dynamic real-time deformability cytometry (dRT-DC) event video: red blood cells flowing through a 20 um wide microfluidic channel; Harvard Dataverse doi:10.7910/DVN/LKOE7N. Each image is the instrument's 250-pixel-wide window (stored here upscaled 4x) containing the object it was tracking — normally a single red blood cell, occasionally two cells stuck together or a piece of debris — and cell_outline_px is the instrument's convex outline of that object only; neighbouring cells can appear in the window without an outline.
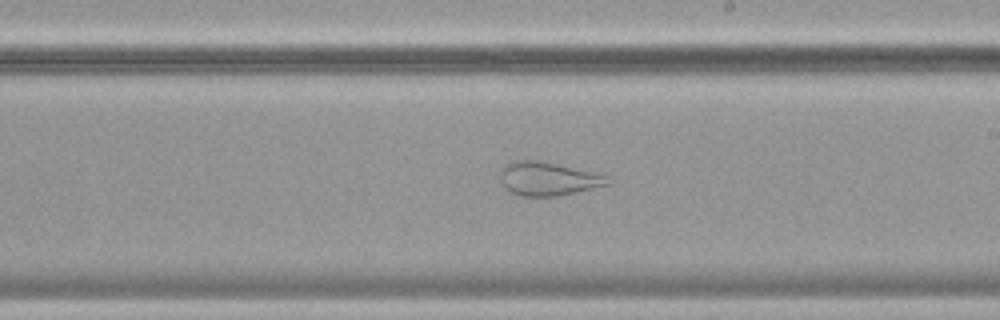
{"species": "common noctule bat (a hibernating species)", "species_latin": "Nyctalus noctula", "temperature_condition": "cold", "stored_images_in_passage": 56, "camera_frame_rate_fps": 3000, "um_per_image_px": 0.085, "animal": {"sex": "female", "body_mass_g": 19.9}, "frame": {"image": 1, "passage_image": 32, "time_ms": 10.333, "image_size_px": [1000, 320], "cell_outline_px": [[612, 184], [576, 192], [556, 196], [520, 196], [512, 192], [500, 180], [500, 172], [508, 164], [516, 160], [540, 160], [608, 176]], "centroid_in_image_um": [46.62, 15.2], "position_along_channel_um": 242.4, "area_um2": 20.69}}
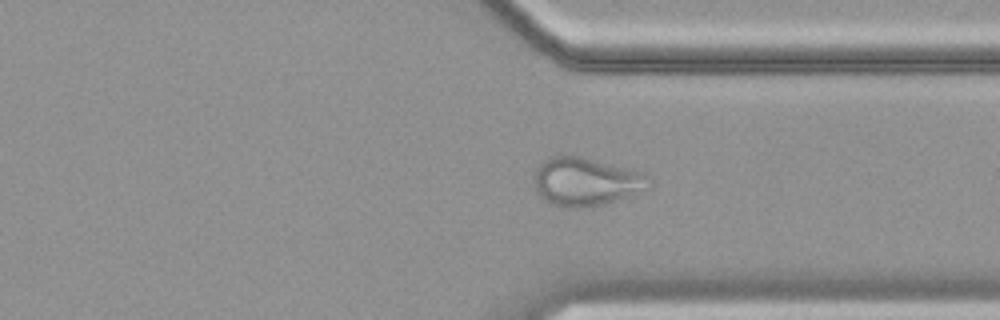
{"frame": {"image": 2, "passage_image": 42, "time_ms": 13.667, "image_size_px": [1000, 320], "cell_outline_px": [[652, 180], [648, 188], [604, 204], [576, 208], [552, 204], [544, 200], [536, 192], [532, 184], [532, 176], [536, 168], [544, 160], [556, 156], [580, 156], [632, 168], [644, 172]], "centroid_in_image_um": [49.78, 15.42], "position_along_channel_um": 361.6, "area_um2": 32.48}}
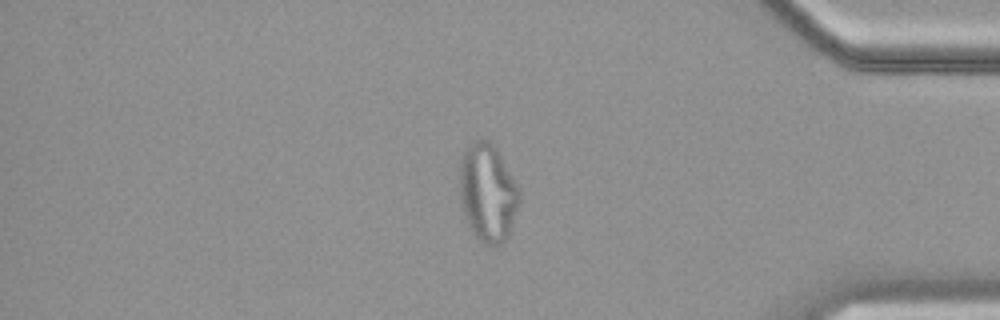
{"frame": {"image": 3, "passage_image": 47, "time_ms": 15.333, "image_size_px": [1000, 320], "cell_outline_px": [[520, 200], [508, 236], [496, 248], [492, 248], [484, 244], [468, 228], [460, 208], [460, 164], [464, 152], [468, 144], [472, 140], [492, 140], [520, 188]], "centroid_in_image_um": [41.45, 16.4], "position_along_channel_um": 393.8, "area_um2": 34.8}}